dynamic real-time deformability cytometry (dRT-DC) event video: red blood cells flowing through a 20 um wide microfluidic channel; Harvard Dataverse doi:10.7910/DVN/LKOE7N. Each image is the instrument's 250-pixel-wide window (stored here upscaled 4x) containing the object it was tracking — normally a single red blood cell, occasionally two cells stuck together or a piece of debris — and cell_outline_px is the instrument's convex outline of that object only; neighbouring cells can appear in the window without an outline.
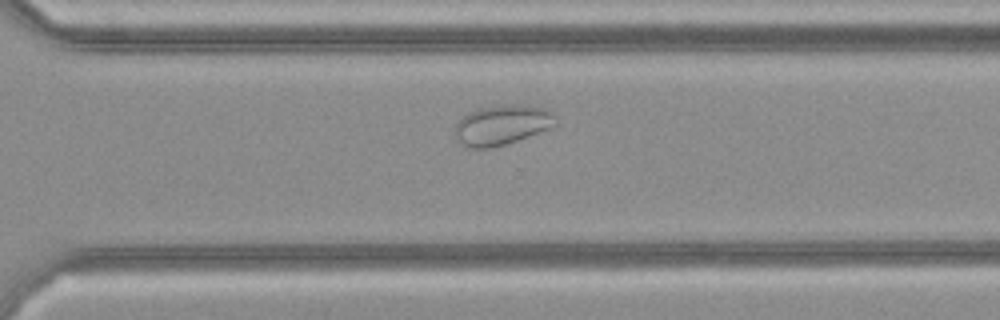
{"species": "common noctule bat (a hibernating species)", "species_latin": "Nyctalus noctula", "temperature_condition": "cold", "stored_images_in_passage": 27, "camera_frame_rate_fps": 3000, "um_per_image_px": 0.085, "animal": {"sex": "female", "body_mass_g": 21.9}, "frame": {"image": 1, "passage_image": 20, "time_ms": 6.333, "image_size_px": [1000, 320], "cell_outline_px": [[560, 124], [552, 128], [504, 144], [488, 148], [468, 148], [456, 136], [456, 124], [468, 112], [480, 108], [544, 108], [552, 112], [556, 116]], "centroid_in_image_um": [42.71, 10.68], "position_along_channel_um": 327.9, "area_um2": 22.2}}
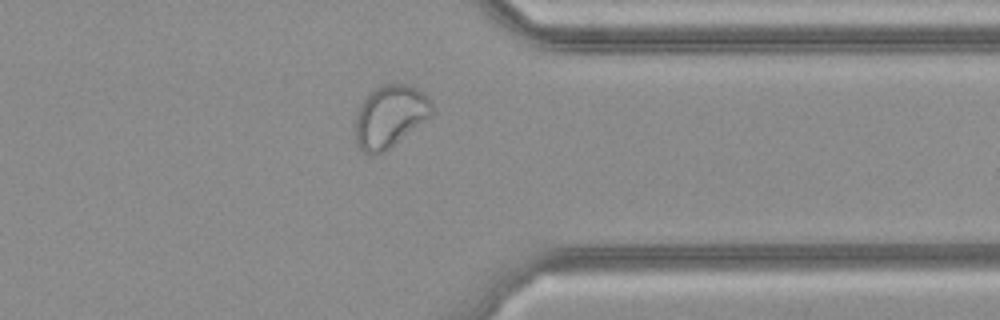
{"frame": {"image": 2, "passage_image": 23, "time_ms": 7.333, "image_size_px": [1000, 320], "cell_outline_px": [[432, 116], [428, 120], [384, 152], [372, 156], [364, 152], [356, 144], [356, 112], [360, 104], [368, 92], [384, 84], [404, 84], [416, 88], [424, 92], [432, 100]], "centroid_in_image_um": [33.16, 9.89], "position_along_channel_um": 378.2, "area_um2": 28.15}}